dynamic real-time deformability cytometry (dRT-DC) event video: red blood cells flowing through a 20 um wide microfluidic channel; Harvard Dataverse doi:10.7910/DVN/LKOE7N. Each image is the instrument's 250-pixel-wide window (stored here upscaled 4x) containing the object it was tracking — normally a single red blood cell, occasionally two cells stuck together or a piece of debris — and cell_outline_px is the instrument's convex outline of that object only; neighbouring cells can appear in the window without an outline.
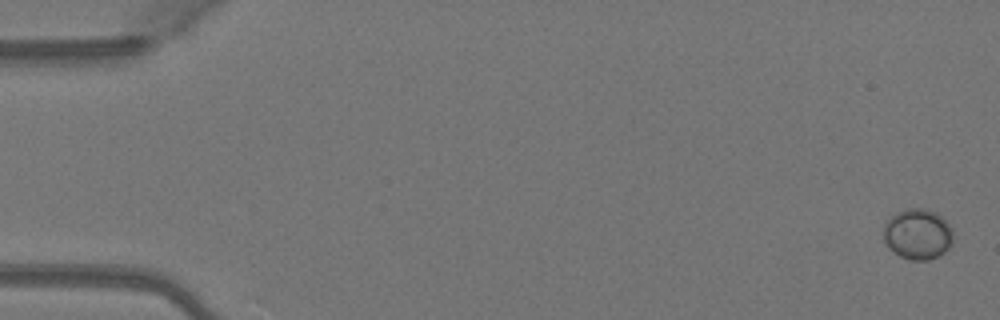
{"species": "Egyptian fruit bat (a non-hibernating species)", "species_latin": "Rousettus aegyptiacus", "temperature_condition": "warm", "stored_images_in_passage": 51, "camera_frame_rate_fps": 3000, "um_per_image_px": 0.085, "animal": {"sex": "female"}, "frame": {"image": 1, "passage_image": 1, "time_ms": 0.0, "image_size_px": [1000, 320], "cell_outline_px": [[952, 244], [944, 252], [928, 260], [912, 260], [900, 256], [892, 252], [888, 248], [884, 240], [884, 224], [896, 212], [908, 208], [920, 208], [936, 212], [952, 228]], "centroid_in_image_um": [77.99, 19.9], "position_along_channel_um": 7.0, "area_um2": 20.46}}
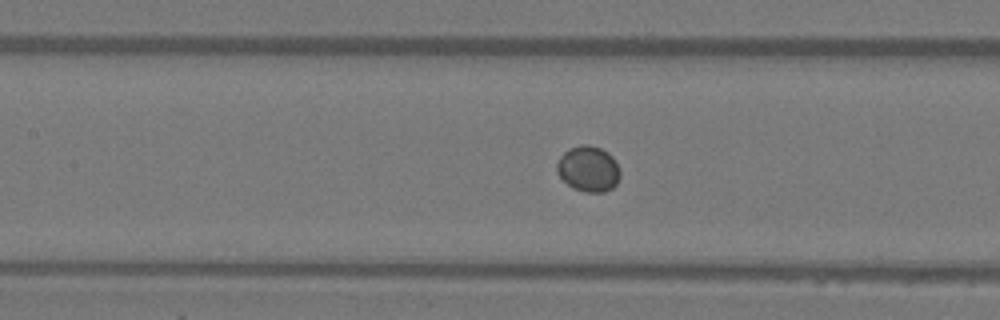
{"frame": {"image": 2, "passage_image": 23, "time_ms": 7.333, "image_size_px": [1000, 320], "cell_outline_px": [[620, 176], [616, 184], [612, 188], [604, 192], [584, 192], [572, 188], [556, 172], [556, 164], [560, 156], [568, 148], [580, 144], [588, 144], [600, 148], [608, 152], [612, 156], [620, 172]], "centroid_in_image_um": [49.99, 14.34], "position_along_channel_um": 157.4, "area_um2": 16.94}}
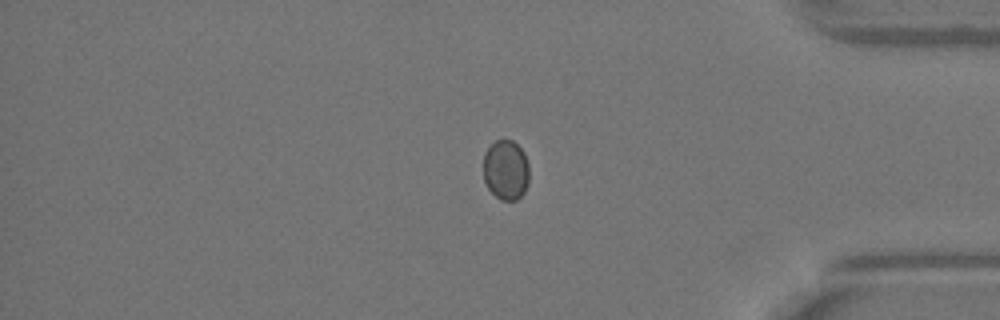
{"frame": {"image": 3, "passage_image": 42, "time_ms": 13.667, "image_size_px": [1000, 320], "cell_outline_px": [[528, 184], [524, 192], [516, 200], [500, 200], [488, 188], [484, 180], [484, 152], [496, 140], [512, 140], [524, 152], [528, 164]], "centroid_in_image_um": [43.0, 14.45], "position_along_channel_um": 392.2, "area_um2": 15.95}}